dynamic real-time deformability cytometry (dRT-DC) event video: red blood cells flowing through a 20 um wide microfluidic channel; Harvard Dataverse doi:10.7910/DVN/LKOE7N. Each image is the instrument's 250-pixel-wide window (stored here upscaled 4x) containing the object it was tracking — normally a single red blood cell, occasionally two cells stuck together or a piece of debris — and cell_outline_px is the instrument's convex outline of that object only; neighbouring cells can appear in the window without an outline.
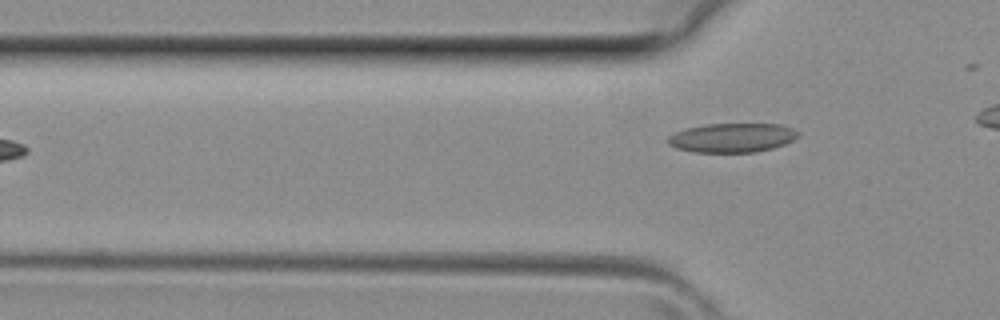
{"species": "common noctule bat (a hibernating species)", "species_latin": "Nyctalus noctula", "temperature_condition": "room temperature", "stored_images_in_passage": 4, "camera_frame_rate_fps": 3000, "um_per_image_px": 0.085, "animal": {"sex": "female", "body_mass_g": 29.2, "forearm_length_mm": 56.3}, "frame": {"image": 1, "passage_image": 4, "time_ms": 1.0, "image_size_px": [1000, 320], "cell_outline_px": [[800, 136], [784, 144], [772, 148], [756, 152], [696, 152], [676, 148], [668, 144], [668, 136], [684, 128], [708, 124], [780, 124], [792, 128], [800, 132]], "centroid_in_image_um": [62.25, 11.7], "position_along_channel_um": 63.6, "area_um2": 22.14}}